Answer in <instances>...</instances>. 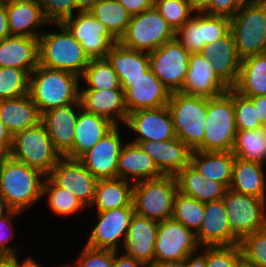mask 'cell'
I'll return each instance as SVG.
<instances>
[{
  "label": "cell",
  "instance_id": "cell-60",
  "mask_svg": "<svg viewBox=\"0 0 266 267\" xmlns=\"http://www.w3.org/2000/svg\"><path fill=\"white\" fill-rule=\"evenodd\" d=\"M188 2L196 13H202L210 6L211 0H188Z\"/></svg>",
  "mask_w": 266,
  "mask_h": 267
},
{
  "label": "cell",
  "instance_id": "cell-19",
  "mask_svg": "<svg viewBox=\"0 0 266 267\" xmlns=\"http://www.w3.org/2000/svg\"><path fill=\"white\" fill-rule=\"evenodd\" d=\"M116 125L78 160L97 179L117 178V163L123 144Z\"/></svg>",
  "mask_w": 266,
  "mask_h": 267
},
{
  "label": "cell",
  "instance_id": "cell-56",
  "mask_svg": "<svg viewBox=\"0 0 266 267\" xmlns=\"http://www.w3.org/2000/svg\"><path fill=\"white\" fill-rule=\"evenodd\" d=\"M252 103L256 109L258 119L266 127V96L252 97Z\"/></svg>",
  "mask_w": 266,
  "mask_h": 267
},
{
  "label": "cell",
  "instance_id": "cell-34",
  "mask_svg": "<svg viewBox=\"0 0 266 267\" xmlns=\"http://www.w3.org/2000/svg\"><path fill=\"white\" fill-rule=\"evenodd\" d=\"M129 181L121 178L98 179L92 205H97L98 212L121 207H134L133 187Z\"/></svg>",
  "mask_w": 266,
  "mask_h": 267
},
{
  "label": "cell",
  "instance_id": "cell-41",
  "mask_svg": "<svg viewBox=\"0 0 266 267\" xmlns=\"http://www.w3.org/2000/svg\"><path fill=\"white\" fill-rule=\"evenodd\" d=\"M30 74L17 68H0V100L29 94Z\"/></svg>",
  "mask_w": 266,
  "mask_h": 267
},
{
  "label": "cell",
  "instance_id": "cell-2",
  "mask_svg": "<svg viewBox=\"0 0 266 267\" xmlns=\"http://www.w3.org/2000/svg\"><path fill=\"white\" fill-rule=\"evenodd\" d=\"M79 76L40 64L30 74L29 95L40 114L80 100Z\"/></svg>",
  "mask_w": 266,
  "mask_h": 267
},
{
  "label": "cell",
  "instance_id": "cell-14",
  "mask_svg": "<svg viewBox=\"0 0 266 267\" xmlns=\"http://www.w3.org/2000/svg\"><path fill=\"white\" fill-rule=\"evenodd\" d=\"M125 107L129 113L141 109H154L168 105L171 92L149 69L136 80H120Z\"/></svg>",
  "mask_w": 266,
  "mask_h": 267
},
{
  "label": "cell",
  "instance_id": "cell-25",
  "mask_svg": "<svg viewBox=\"0 0 266 267\" xmlns=\"http://www.w3.org/2000/svg\"><path fill=\"white\" fill-rule=\"evenodd\" d=\"M80 101L86 112L102 116L115 125H118L119 120L123 123L127 121L128 112L122 89H82L80 90Z\"/></svg>",
  "mask_w": 266,
  "mask_h": 267
},
{
  "label": "cell",
  "instance_id": "cell-65",
  "mask_svg": "<svg viewBox=\"0 0 266 267\" xmlns=\"http://www.w3.org/2000/svg\"><path fill=\"white\" fill-rule=\"evenodd\" d=\"M233 267H255L251 263L244 260L242 257L235 263Z\"/></svg>",
  "mask_w": 266,
  "mask_h": 267
},
{
  "label": "cell",
  "instance_id": "cell-7",
  "mask_svg": "<svg viewBox=\"0 0 266 267\" xmlns=\"http://www.w3.org/2000/svg\"><path fill=\"white\" fill-rule=\"evenodd\" d=\"M10 156L48 177L61 155L53 147L45 126L25 129L13 136Z\"/></svg>",
  "mask_w": 266,
  "mask_h": 267
},
{
  "label": "cell",
  "instance_id": "cell-28",
  "mask_svg": "<svg viewBox=\"0 0 266 267\" xmlns=\"http://www.w3.org/2000/svg\"><path fill=\"white\" fill-rule=\"evenodd\" d=\"M38 64V38L9 36L0 42V68H17L31 74Z\"/></svg>",
  "mask_w": 266,
  "mask_h": 267
},
{
  "label": "cell",
  "instance_id": "cell-21",
  "mask_svg": "<svg viewBox=\"0 0 266 267\" xmlns=\"http://www.w3.org/2000/svg\"><path fill=\"white\" fill-rule=\"evenodd\" d=\"M138 145L162 175L176 176L190 163L192 151L177 137L161 142L141 141Z\"/></svg>",
  "mask_w": 266,
  "mask_h": 267
},
{
  "label": "cell",
  "instance_id": "cell-16",
  "mask_svg": "<svg viewBox=\"0 0 266 267\" xmlns=\"http://www.w3.org/2000/svg\"><path fill=\"white\" fill-rule=\"evenodd\" d=\"M134 213V207H121L98 212L97 217L99 218V221L93 228L85 245L95 249L112 250L117 252L118 241H120L121 237H124V245Z\"/></svg>",
  "mask_w": 266,
  "mask_h": 267
},
{
  "label": "cell",
  "instance_id": "cell-32",
  "mask_svg": "<svg viewBox=\"0 0 266 267\" xmlns=\"http://www.w3.org/2000/svg\"><path fill=\"white\" fill-rule=\"evenodd\" d=\"M176 179L179 192L202 203L221 200L228 189L224 184L206 180L190 164L176 175Z\"/></svg>",
  "mask_w": 266,
  "mask_h": 267
},
{
  "label": "cell",
  "instance_id": "cell-24",
  "mask_svg": "<svg viewBox=\"0 0 266 267\" xmlns=\"http://www.w3.org/2000/svg\"><path fill=\"white\" fill-rule=\"evenodd\" d=\"M200 53L209 59L217 76L229 88L236 85L242 59L237 53L231 31L225 37L205 45Z\"/></svg>",
  "mask_w": 266,
  "mask_h": 267
},
{
  "label": "cell",
  "instance_id": "cell-54",
  "mask_svg": "<svg viewBox=\"0 0 266 267\" xmlns=\"http://www.w3.org/2000/svg\"><path fill=\"white\" fill-rule=\"evenodd\" d=\"M13 136L0 119V156L10 155Z\"/></svg>",
  "mask_w": 266,
  "mask_h": 267
},
{
  "label": "cell",
  "instance_id": "cell-37",
  "mask_svg": "<svg viewBox=\"0 0 266 267\" xmlns=\"http://www.w3.org/2000/svg\"><path fill=\"white\" fill-rule=\"evenodd\" d=\"M89 12L119 41L126 33L131 16L117 0H99Z\"/></svg>",
  "mask_w": 266,
  "mask_h": 267
},
{
  "label": "cell",
  "instance_id": "cell-17",
  "mask_svg": "<svg viewBox=\"0 0 266 267\" xmlns=\"http://www.w3.org/2000/svg\"><path fill=\"white\" fill-rule=\"evenodd\" d=\"M139 134L132 143L141 141H167L176 138L171 113L167 106L141 109L128 114L125 123Z\"/></svg>",
  "mask_w": 266,
  "mask_h": 267
},
{
  "label": "cell",
  "instance_id": "cell-49",
  "mask_svg": "<svg viewBox=\"0 0 266 267\" xmlns=\"http://www.w3.org/2000/svg\"><path fill=\"white\" fill-rule=\"evenodd\" d=\"M44 15L49 22L62 23L73 16L75 0H39Z\"/></svg>",
  "mask_w": 266,
  "mask_h": 267
},
{
  "label": "cell",
  "instance_id": "cell-27",
  "mask_svg": "<svg viewBox=\"0 0 266 267\" xmlns=\"http://www.w3.org/2000/svg\"><path fill=\"white\" fill-rule=\"evenodd\" d=\"M8 25L11 36L39 38L34 29L49 21L39 0H17L6 3Z\"/></svg>",
  "mask_w": 266,
  "mask_h": 267
},
{
  "label": "cell",
  "instance_id": "cell-62",
  "mask_svg": "<svg viewBox=\"0 0 266 267\" xmlns=\"http://www.w3.org/2000/svg\"><path fill=\"white\" fill-rule=\"evenodd\" d=\"M149 267H184L183 261H154Z\"/></svg>",
  "mask_w": 266,
  "mask_h": 267
},
{
  "label": "cell",
  "instance_id": "cell-47",
  "mask_svg": "<svg viewBox=\"0 0 266 267\" xmlns=\"http://www.w3.org/2000/svg\"><path fill=\"white\" fill-rule=\"evenodd\" d=\"M241 258L239 244L231 246H206V267H233Z\"/></svg>",
  "mask_w": 266,
  "mask_h": 267
},
{
  "label": "cell",
  "instance_id": "cell-4",
  "mask_svg": "<svg viewBox=\"0 0 266 267\" xmlns=\"http://www.w3.org/2000/svg\"><path fill=\"white\" fill-rule=\"evenodd\" d=\"M167 107L176 137L191 151L196 150L204 139L208 98L172 92Z\"/></svg>",
  "mask_w": 266,
  "mask_h": 267
},
{
  "label": "cell",
  "instance_id": "cell-39",
  "mask_svg": "<svg viewBox=\"0 0 266 267\" xmlns=\"http://www.w3.org/2000/svg\"><path fill=\"white\" fill-rule=\"evenodd\" d=\"M83 78L90 90L122 89L119 76L106 58L91 59Z\"/></svg>",
  "mask_w": 266,
  "mask_h": 267
},
{
  "label": "cell",
  "instance_id": "cell-8",
  "mask_svg": "<svg viewBox=\"0 0 266 267\" xmlns=\"http://www.w3.org/2000/svg\"><path fill=\"white\" fill-rule=\"evenodd\" d=\"M230 31L241 59L266 53V0L240 8L230 18Z\"/></svg>",
  "mask_w": 266,
  "mask_h": 267
},
{
  "label": "cell",
  "instance_id": "cell-33",
  "mask_svg": "<svg viewBox=\"0 0 266 267\" xmlns=\"http://www.w3.org/2000/svg\"><path fill=\"white\" fill-rule=\"evenodd\" d=\"M106 59L120 80H136L150 69L147 52L126 48L119 42L107 53Z\"/></svg>",
  "mask_w": 266,
  "mask_h": 267
},
{
  "label": "cell",
  "instance_id": "cell-50",
  "mask_svg": "<svg viewBox=\"0 0 266 267\" xmlns=\"http://www.w3.org/2000/svg\"><path fill=\"white\" fill-rule=\"evenodd\" d=\"M76 263L74 267H112L113 251L95 249L85 245L80 259Z\"/></svg>",
  "mask_w": 266,
  "mask_h": 267
},
{
  "label": "cell",
  "instance_id": "cell-61",
  "mask_svg": "<svg viewBox=\"0 0 266 267\" xmlns=\"http://www.w3.org/2000/svg\"><path fill=\"white\" fill-rule=\"evenodd\" d=\"M99 0H75V9H79L78 12H89V10L98 2Z\"/></svg>",
  "mask_w": 266,
  "mask_h": 267
},
{
  "label": "cell",
  "instance_id": "cell-57",
  "mask_svg": "<svg viewBox=\"0 0 266 267\" xmlns=\"http://www.w3.org/2000/svg\"><path fill=\"white\" fill-rule=\"evenodd\" d=\"M9 36L11 34L8 25L6 3L0 2V42Z\"/></svg>",
  "mask_w": 266,
  "mask_h": 267
},
{
  "label": "cell",
  "instance_id": "cell-67",
  "mask_svg": "<svg viewBox=\"0 0 266 267\" xmlns=\"http://www.w3.org/2000/svg\"><path fill=\"white\" fill-rule=\"evenodd\" d=\"M12 1H17V0H0L2 3H7V2H12Z\"/></svg>",
  "mask_w": 266,
  "mask_h": 267
},
{
  "label": "cell",
  "instance_id": "cell-30",
  "mask_svg": "<svg viewBox=\"0 0 266 267\" xmlns=\"http://www.w3.org/2000/svg\"><path fill=\"white\" fill-rule=\"evenodd\" d=\"M235 155L231 151H192L190 165L195 168L206 180L224 184L229 188L232 180Z\"/></svg>",
  "mask_w": 266,
  "mask_h": 267
},
{
  "label": "cell",
  "instance_id": "cell-35",
  "mask_svg": "<svg viewBox=\"0 0 266 267\" xmlns=\"http://www.w3.org/2000/svg\"><path fill=\"white\" fill-rule=\"evenodd\" d=\"M233 88L247 97L266 96V53L241 60L238 81Z\"/></svg>",
  "mask_w": 266,
  "mask_h": 267
},
{
  "label": "cell",
  "instance_id": "cell-6",
  "mask_svg": "<svg viewBox=\"0 0 266 267\" xmlns=\"http://www.w3.org/2000/svg\"><path fill=\"white\" fill-rule=\"evenodd\" d=\"M177 192L176 176L162 175L134 183L133 205L135 213L157 222L170 219Z\"/></svg>",
  "mask_w": 266,
  "mask_h": 267
},
{
  "label": "cell",
  "instance_id": "cell-48",
  "mask_svg": "<svg viewBox=\"0 0 266 267\" xmlns=\"http://www.w3.org/2000/svg\"><path fill=\"white\" fill-rule=\"evenodd\" d=\"M230 32V18L217 15H203V41L205 45L225 37Z\"/></svg>",
  "mask_w": 266,
  "mask_h": 267
},
{
  "label": "cell",
  "instance_id": "cell-15",
  "mask_svg": "<svg viewBox=\"0 0 266 267\" xmlns=\"http://www.w3.org/2000/svg\"><path fill=\"white\" fill-rule=\"evenodd\" d=\"M48 177L85 207L92 205L98 179L78 159L61 157Z\"/></svg>",
  "mask_w": 266,
  "mask_h": 267
},
{
  "label": "cell",
  "instance_id": "cell-58",
  "mask_svg": "<svg viewBox=\"0 0 266 267\" xmlns=\"http://www.w3.org/2000/svg\"><path fill=\"white\" fill-rule=\"evenodd\" d=\"M204 254L202 253L201 255L197 257H192L193 255H189L185 260H184V267H206V246H204Z\"/></svg>",
  "mask_w": 266,
  "mask_h": 267
},
{
  "label": "cell",
  "instance_id": "cell-20",
  "mask_svg": "<svg viewBox=\"0 0 266 267\" xmlns=\"http://www.w3.org/2000/svg\"><path fill=\"white\" fill-rule=\"evenodd\" d=\"M188 73L179 91L191 96L217 97L230 88L217 76L211 62L201 53H191Z\"/></svg>",
  "mask_w": 266,
  "mask_h": 267
},
{
  "label": "cell",
  "instance_id": "cell-36",
  "mask_svg": "<svg viewBox=\"0 0 266 267\" xmlns=\"http://www.w3.org/2000/svg\"><path fill=\"white\" fill-rule=\"evenodd\" d=\"M263 164L244 161L235 157L229 189L246 195L265 199Z\"/></svg>",
  "mask_w": 266,
  "mask_h": 267
},
{
  "label": "cell",
  "instance_id": "cell-13",
  "mask_svg": "<svg viewBox=\"0 0 266 267\" xmlns=\"http://www.w3.org/2000/svg\"><path fill=\"white\" fill-rule=\"evenodd\" d=\"M196 233L172 218L159 222L155 261H183L199 247Z\"/></svg>",
  "mask_w": 266,
  "mask_h": 267
},
{
  "label": "cell",
  "instance_id": "cell-26",
  "mask_svg": "<svg viewBox=\"0 0 266 267\" xmlns=\"http://www.w3.org/2000/svg\"><path fill=\"white\" fill-rule=\"evenodd\" d=\"M116 125L108 119L79 110L75 128V138L72 149L64 156L79 159L84 153L93 148Z\"/></svg>",
  "mask_w": 266,
  "mask_h": 267
},
{
  "label": "cell",
  "instance_id": "cell-1",
  "mask_svg": "<svg viewBox=\"0 0 266 267\" xmlns=\"http://www.w3.org/2000/svg\"><path fill=\"white\" fill-rule=\"evenodd\" d=\"M45 178L40 171L10 155L0 156V196L10 210L22 213L36 203L43 196Z\"/></svg>",
  "mask_w": 266,
  "mask_h": 267
},
{
  "label": "cell",
  "instance_id": "cell-43",
  "mask_svg": "<svg viewBox=\"0 0 266 267\" xmlns=\"http://www.w3.org/2000/svg\"><path fill=\"white\" fill-rule=\"evenodd\" d=\"M153 7L174 31L191 19L194 11L188 0H154Z\"/></svg>",
  "mask_w": 266,
  "mask_h": 267
},
{
  "label": "cell",
  "instance_id": "cell-9",
  "mask_svg": "<svg viewBox=\"0 0 266 267\" xmlns=\"http://www.w3.org/2000/svg\"><path fill=\"white\" fill-rule=\"evenodd\" d=\"M174 38V29L152 7L131 16L126 33L118 42L126 48L150 53Z\"/></svg>",
  "mask_w": 266,
  "mask_h": 267
},
{
  "label": "cell",
  "instance_id": "cell-66",
  "mask_svg": "<svg viewBox=\"0 0 266 267\" xmlns=\"http://www.w3.org/2000/svg\"><path fill=\"white\" fill-rule=\"evenodd\" d=\"M10 209L7 207L6 203L4 202L3 198L0 196V217L7 213Z\"/></svg>",
  "mask_w": 266,
  "mask_h": 267
},
{
  "label": "cell",
  "instance_id": "cell-45",
  "mask_svg": "<svg viewBox=\"0 0 266 267\" xmlns=\"http://www.w3.org/2000/svg\"><path fill=\"white\" fill-rule=\"evenodd\" d=\"M241 257L255 267H266V227L239 242Z\"/></svg>",
  "mask_w": 266,
  "mask_h": 267
},
{
  "label": "cell",
  "instance_id": "cell-38",
  "mask_svg": "<svg viewBox=\"0 0 266 267\" xmlns=\"http://www.w3.org/2000/svg\"><path fill=\"white\" fill-rule=\"evenodd\" d=\"M232 153L244 161L263 164L266 161V127L238 131Z\"/></svg>",
  "mask_w": 266,
  "mask_h": 267
},
{
  "label": "cell",
  "instance_id": "cell-22",
  "mask_svg": "<svg viewBox=\"0 0 266 267\" xmlns=\"http://www.w3.org/2000/svg\"><path fill=\"white\" fill-rule=\"evenodd\" d=\"M159 222L134 213L124 242L125 255L149 267L155 261Z\"/></svg>",
  "mask_w": 266,
  "mask_h": 267
},
{
  "label": "cell",
  "instance_id": "cell-12",
  "mask_svg": "<svg viewBox=\"0 0 266 267\" xmlns=\"http://www.w3.org/2000/svg\"><path fill=\"white\" fill-rule=\"evenodd\" d=\"M61 24L81 43L90 59L106 58L107 53L118 42L90 12H79L76 17H69Z\"/></svg>",
  "mask_w": 266,
  "mask_h": 267
},
{
  "label": "cell",
  "instance_id": "cell-23",
  "mask_svg": "<svg viewBox=\"0 0 266 267\" xmlns=\"http://www.w3.org/2000/svg\"><path fill=\"white\" fill-rule=\"evenodd\" d=\"M200 246H231L239 240L231 233L223 199L205 203L201 227L196 233Z\"/></svg>",
  "mask_w": 266,
  "mask_h": 267
},
{
  "label": "cell",
  "instance_id": "cell-40",
  "mask_svg": "<svg viewBox=\"0 0 266 267\" xmlns=\"http://www.w3.org/2000/svg\"><path fill=\"white\" fill-rule=\"evenodd\" d=\"M205 213V203L177 192L174 199L172 219L197 233Z\"/></svg>",
  "mask_w": 266,
  "mask_h": 267
},
{
  "label": "cell",
  "instance_id": "cell-59",
  "mask_svg": "<svg viewBox=\"0 0 266 267\" xmlns=\"http://www.w3.org/2000/svg\"><path fill=\"white\" fill-rule=\"evenodd\" d=\"M17 255L11 256V267H41L36 261H34L31 257L26 258L21 264L16 258Z\"/></svg>",
  "mask_w": 266,
  "mask_h": 267
},
{
  "label": "cell",
  "instance_id": "cell-44",
  "mask_svg": "<svg viewBox=\"0 0 266 267\" xmlns=\"http://www.w3.org/2000/svg\"><path fill=\"white\" fill-rule=\"evenodd\" d=\"M203 14L197 13L175 31L176 40L191 53H200L205 46L203 41Z\"/></svg>",
  "mask_w": 266,
  "mask_h": 267
},
{
  "label": "cell",
  "instance_id": "cell-55",
  "mask_svg": "<svg viewBox=\"0 0 266 267\" xmlns=\"http://www.w3.org/2000/svg\"><path fill=\"white\" fill-rule=\"evenodd\" d=\"M145 267L146 265L134 259L133 257H129L123 254L120 257H117V252L113 251V264L112 267Z\"/></svg>",
  "mask_w": 266,
  "mask_h": 267
},
{
  "label": "cell",
  "instance_id": "cell-46",
  "mask_svg": "<svg viewBox=\"0 0 266 267\" xmlns=\"http://www.w3.org/2000/svg\"><path fill=\"white\" fill-rule=\"evenodd\" d=\"M233 106L238 131L256 130L264 127L257 117L252 97L244 96L233 88Z\"/></svg>",
  "mask_w": 266,
  "mask_h": 267
},
{
  "label": "cell",
  "instance_id": "cell-52",
  "mask_svg": "<svg viewBox=\"0 0 266 267\" xmlns=\"http://www.w3.org/2000/svg\"><path fill=\"white\" fill-rule=\"evenodd\" d=\"M238 10L234 0H211L210 6L203 13L231 18Z\"/></svg>",
  "mask_w": 266,
  "mask_h": 267
},
{
  "label": "cell",
  "instance_id": "cell-51",
  "mask_svg": "<svg viewBox=\"0 0 266 267\" xmlns=\"http://www.w3.org/2000/svg\"><path fill=\"white\" fill-rule=\"evenodd\" d=\"M21 214L19 211L9 210L7 213L0 217V254L6 255H16V250L10 246H5L11 239L14 238V235H6L8 228H11V220L13 216ZM10 223V224H9ZM6 232V234H5Z\"/></svg>",
  "mask_w": 266,
  "mask_h": 267
},
{
  "label": "cell",
  "instance_id": "cell-42",
  "mask_svg": "<svg viewBox=\"0 0 266 267\" xmlns=\"http://www.w3.org/2000/svg\"><path fill=\"white\" fill-rule=\"evenodd\" d=\"M45 193H49L48 204L56 214L69 215L85 207L75 196L58 187L49 177L44 180L43 195Z\"/></svg>",
  "mask_w": 266,
  "mask_h": 267
},
{
  "label": "cell",
  "instance_id": "cell-10",
  "mask_svg": "<svg viewBox=\"0 0 266 267\" xmlns=\"http://www.w3.org/2000/svg\"><path fill=\"white\" fill-rule=\"evenodd\" d=\"M222 199L231 233L239 241L266 227V199L241 194L229 188Z\"/></svg>",
  "mask_w": 266,
  "mask_h": 267
},
{
  "label": "cell",
  "instance_id": "cell-63",
  "mask_svg": "<svg viewBox=\"0 0 266 267\" xmlns=\"http://www.w3.org/2000/svg\"><path fill=\"white\" fill-rule=\"evenodd\" d=\"M262 0H234L235 5L240 9L260 3Z\"/></svg>",
  "mask_w": 266,
  "mask_h": 267
},
{
  "label": "cell",
  "instance_id": "cell-18",
  "mask_svg": "<svg viewBox=\"0 0 266 267\" xmlns=\"http://www.w3.org/2000/svg\"><path fill=\"white\" fill-rule=\"evenodd\" d=\"M73 107L78 111L81 110V101L60 105L41 114V123L45 126L53 147L61 157H64L74 144L79 112L76 113Z\"/></svg>",
  "mask_w": 266,
  "mask_h": 267
},
{
  "label": "cell",
  "instance_id": "cell-5",
  "mask_svg": "<svg viewBox=\"0 0 266 267\" xmlns=\"http://www.w3.org/2000/svg\"><path fill=\"white\" fill-rule=\"evenodd\" d=\"M237 132L233 88H230L217 97L208 98L204 139L196 151L232 152Z\"/></svg>",
  "mask_w": 266,
  "mask_h": 267
},
{
  "label": "cell",
  "instance_id": "cell-53",
  "mask_svg": "<svg viewBox=\"0 0 266 267\" xmlns=\"http://www.w3.org/2000/svg\"><path fill=\"white\" fill-rule=\"evenodd\" d=\"M130 14L134 16L140 14L148 9H151L154 0H117Z\"/></svg>",
  "mask_w": 266,
  "mask_h": 267
},
{
  "label": "cell",
  "instance_id": "cell-64",
  "mask_svg": "<svg viewBox=\"0 0 266 267\" xmlns=\"http://www.w3.org/2000/svg\"><path fill=\"white\" fill-rule=\"evenodd\" d=\"M0 267H11V256L0 254Z\"/></svg>",
  "mask_w": 266,
  "mask_h": 267
},
{
  "label": "cell",
  "instance_id": "cell-3",
  "mask_svg": "<svg viewBox=\"0 0 266 267\" xmlns=\"http://www.w3.org/2000/svg\"><path fill=\"white\" fill-rule=\"evenodd\" d=\"M57 26L61 33H42L38 38L39 64L82 77L91 59L63 24Z\"/></svg>",
  "mask_w": 266,
  "mask_h": 267
},
{
  "label": "cell",
  "instance_id": "cell-11",
  "mask_svg": "<svg viewBox=\"0 0 266 267\" xmlns=\"http://www.w3.org/2000/svg\"><path fill=\"white\" fill-rule=\"evenodd\" d=\"M148 54L156 77L171 93L179 92L188 73L190 53L174 38Z\"/></svg>",
  "mask_w": 266,
  "mask_h": 267
},
{
  "label": "cell",
  "instance_id": "cell-29",
  "mask_svg": "<svg viewBox=\"0 0 266 267\" xmlns=\"http://www.w3.org/2000/svg\"><path fill=\"white\" fill-rule=\"evenodd\" d=\"M0 119L14 136L37 126L41 122V114L31 96L26 94L15 99L0 100Z\"/></svg>",
  "mask_w": 266,
  "mask_h": 267
},
{
  "label": "cell",
  "instance_id": "cell-31",
  "mask_svg": "<svg viewBox=\"0 0 266 267\" xmlns=\"http://www.w3.org/2000/svg\"><path fill=\"white\" fill-rule=\"evenodd\" d=\"M133 183L162 176L152 159L135 143H126L121 149L117 163V177Z\"/></svg>",
  "mask_w": 266,
  "mask_h": 267
}]
</instances>
